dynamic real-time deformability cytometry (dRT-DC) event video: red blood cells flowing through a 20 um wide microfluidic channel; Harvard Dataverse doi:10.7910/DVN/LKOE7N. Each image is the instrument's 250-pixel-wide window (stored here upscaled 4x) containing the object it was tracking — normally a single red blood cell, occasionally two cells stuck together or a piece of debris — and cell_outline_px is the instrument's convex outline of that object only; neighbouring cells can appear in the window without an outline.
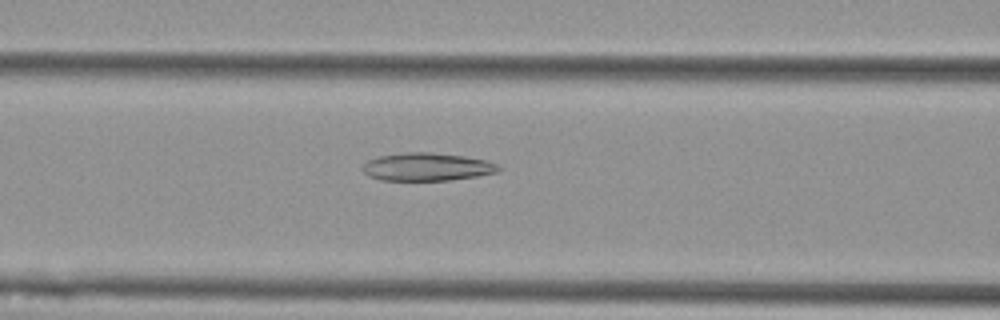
{"species": "Egyptian fruit bat (a non-hibernating species)", "species_latin": "Rousettus aegyptiacus", "temperature_condition": "cold", "stored_images_in_passage": 56, "camera_frame_rate_fps": 3000, "um_per_image_px": 0.085, "animal": {"sex": "female"}, "frame": {"image": 1, "passage_image": 23, "time_ms": 7.333, "image_size_px": [1000, 320], "cell_outline_px": [[504, 168], [500, 172], [452, 180], [380, 180], [368, 176], [360, 168], [368, 160], [376, 156], [404, 152], [432, 152], [464, 156], [488, 160], [500, 164]], "centroid_in_image_um": [36.33, 14.17], "position_along_channel_um": 130.3, "area_um2": 22.6}}
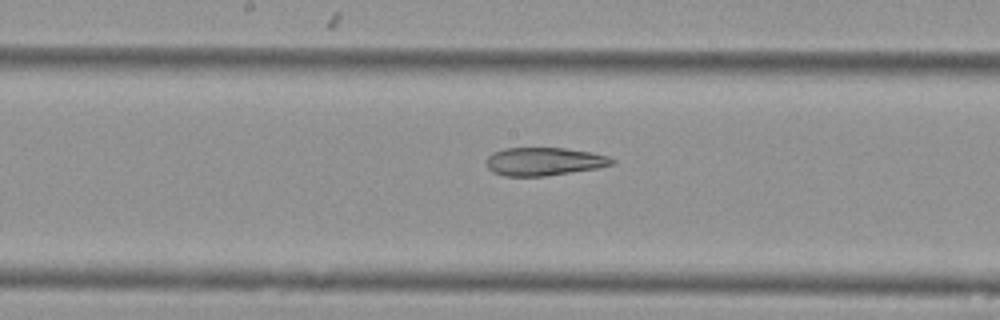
{"frame": {"image": 2, "passage_image": 29, "time_ms": 9.333, "image_size_px": [1000, 320], "cell_outline_px": [[616, 164], [596, 168], [544, 176], [504, 176], [492, 172], [488, 168], [484, 160], [492, 152], [504, 148], [564, 148], [592, 152], [608, 156], [616, 160]], "centroid_in_image_um": [46.22, 13.72], "position_along_channel_um": 202.0, "area_um2": 20.75}}
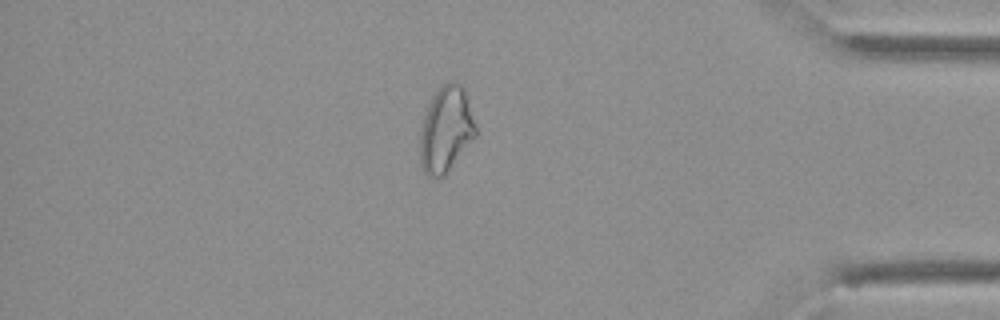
{"frame": {"image": 3, "passage_image": 48, "time_ms": 15.667, "image_size_px": [1000, 320], "cell_outline_px": [[476, 136], [444, 176], [428, 176], [424, 172], [420, 164], [420, 132], [424, 116], [428, 104], [432, 96], [440, 84], [448, 80], [456, 80], [464, 88], [476, 128]], "centroid_in_image_um": [37.89, 10.96], "position_along_channel_um": 397.3, "area_um2": 27.86}, "authors_computed_cell_mechanics": {"area_um2": 27.3394, "velocity_mm_per_s": 3.5974, "shape_relaxation_time_tau1_ms": null, "shape_relaxation_time_tau2_ms": 3.3867, "deformation_change_tau1": null, "deformation_change_tau2": 0.1143}}